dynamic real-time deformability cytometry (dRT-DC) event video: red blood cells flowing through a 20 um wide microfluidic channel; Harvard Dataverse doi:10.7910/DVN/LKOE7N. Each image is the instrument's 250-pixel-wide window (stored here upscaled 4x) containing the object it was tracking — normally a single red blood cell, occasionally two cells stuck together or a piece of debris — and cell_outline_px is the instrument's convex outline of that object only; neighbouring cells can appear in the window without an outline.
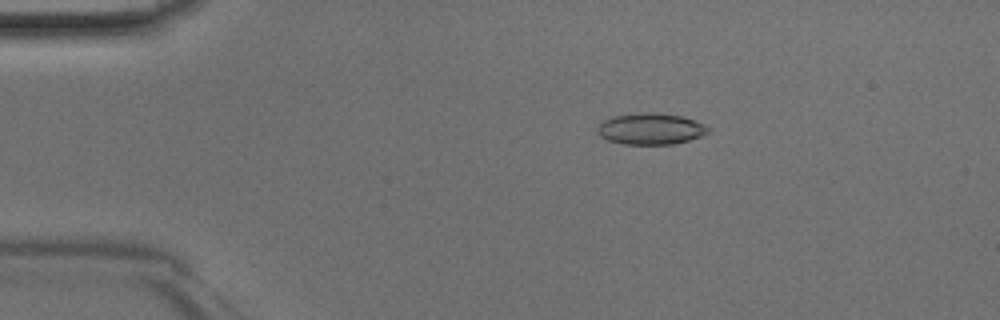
{"species": "Egyptian fruit bat (a non-hibernating species)", "species_latin": "Rousettus aegyptiacus", "temperature_condition": "room temperature", "stored_images_in_passage": 46, "camera_frame_rate_fps": 3000, "um_per_image_px": 0.085, "animal": {"sex": "male"}, "frame": {"image": 1, "passage_image": 9, "time_ms": 2.667, "image_size_px": [1000, 320], "cell_outline_px": [[708, 132], [700, 136], [688, 140], [672, 144], [624, 144], [608, 140], [600, 136], [596, 132], [596, 128], [604, 120], [612, 116], [636, 112], [652, 112], [680, 116], [704, 124], [708, 128]], "centroid_in_image_um": [55.24, 10.94], "position_along_channel_um": 29.8, "area_um2": 20.11}}
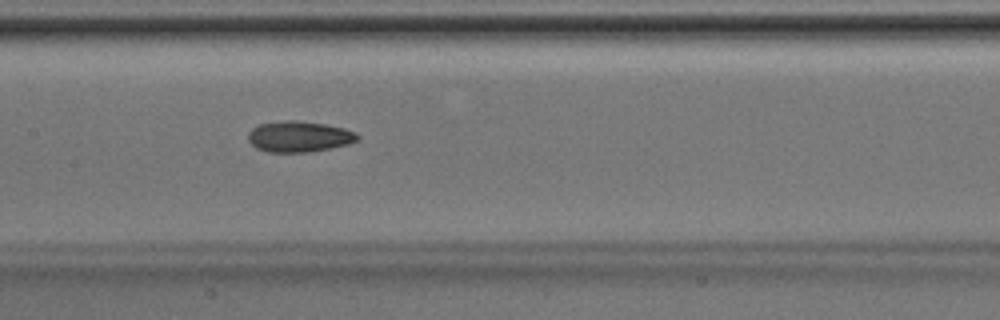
{"frame": {"image": 2, "passage_image": 23, "time_ms": 7.333, "image_size_px": [1000, 320], "cell_outline_px": [[360, 136], [356, 140], [348, 144], [308, 152], [268, 152], [256, 148], [248, 140], [248, 132], [252, 128], [260, 124], [284, 120], [296, 120], [324, 124], [344, 128], [356, 132]], "centroid_in_image_um": [25.4, 11.6], "position_along_channel_um": 182.0, "area_um2": 19.59}}
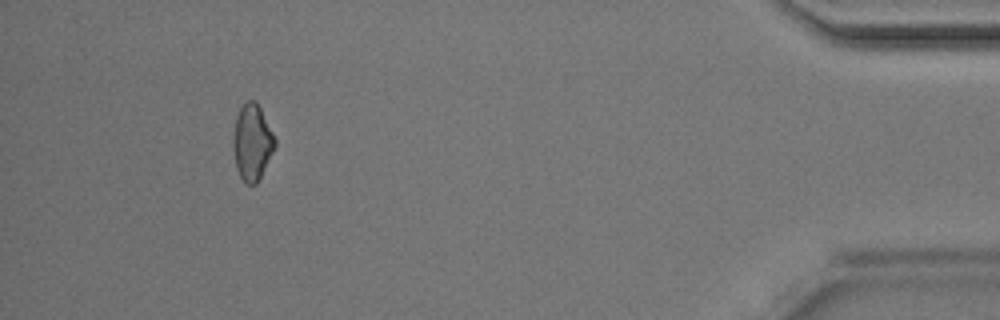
{"frame": {"image": 3, "passage_image": 43, "time_ms": 14.0, "image_size_px": [1000, 320], "cell_outline_px": [[276, 144], [256, 184], [244, 184], [236, 168], [232, 144], [232, 140], [236, 116], [240, 108], [248, 100], [252, 100], [260, 108], [276, 140]], "centroid_in_image_um": [21.4, 12.11], "position_along_channel_um": 413.8, "area_um2": 18.15}}